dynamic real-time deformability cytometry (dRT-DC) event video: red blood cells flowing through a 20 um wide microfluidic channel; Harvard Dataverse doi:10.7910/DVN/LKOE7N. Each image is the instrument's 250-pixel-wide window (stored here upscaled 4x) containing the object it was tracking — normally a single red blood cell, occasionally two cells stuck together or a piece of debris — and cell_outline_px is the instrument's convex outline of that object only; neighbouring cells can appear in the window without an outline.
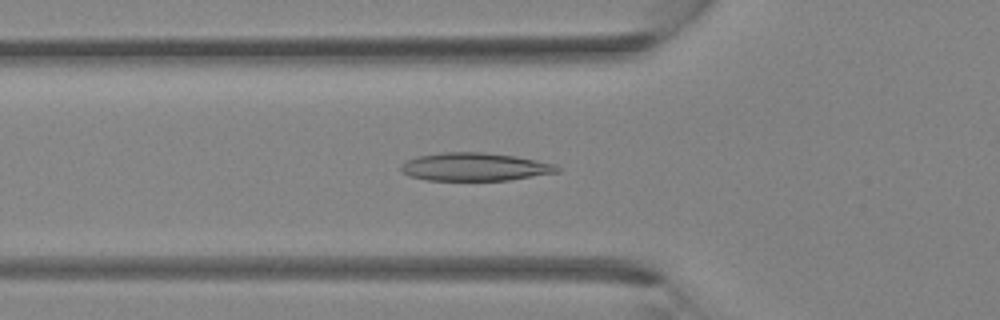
{"species": "Egyptian fruit bat (a non-hibernating species)", "species_latin": "Rousettus aegyptiacus", "temperature_condition": "room temperature", "stored_images_in_passage": 38, "camera_frame_rate_fps": 3000, "um_per_image_px": 0.085, "animal": {"sex": "female"}, "frame": {"image": 1, "passage_image": 13, "time_ms": 4.0, "image_size_px": [1000, 320], "cell_outline_px": [[560, 172], [508, 180], [428, 180], [408, 176], [400, 168], [400, 164], [416, 156], [444, 152], [484, 152], [516, 156], [556, 164], [560, 168]], "centroid_in_image_um": [40.37, 14.18], "position_along_channel_um": 85.4, "area_um2": 25.61}}
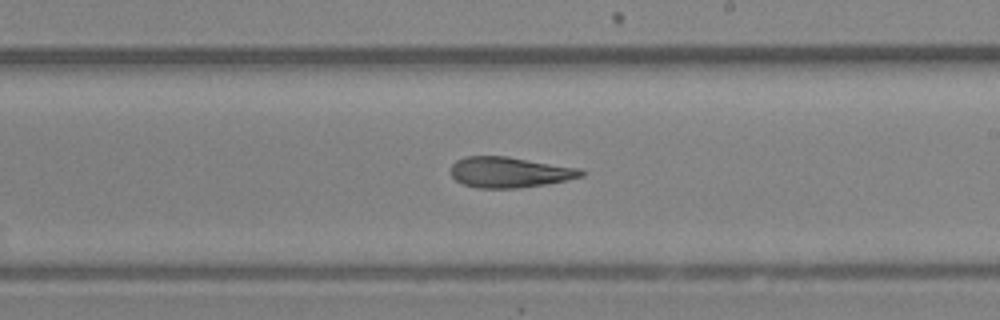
{"frame": {"image": 2, "passage_image": 22, "time_ms": 7.0, "image_size_px": [1000, 320], "cell_outline_px": [[584, 176], [544, 184], [520, 188], [476, 188], [464, 184], [456, 180], [452, 176], [452, 164], [456, 160], [464, 156], [508, 156], [580, 168], [584, 172]], "centroid_in_image_um": [43.3, 14.63], "position_along_channel_um": 245.7, "area_um2": 23.24}}
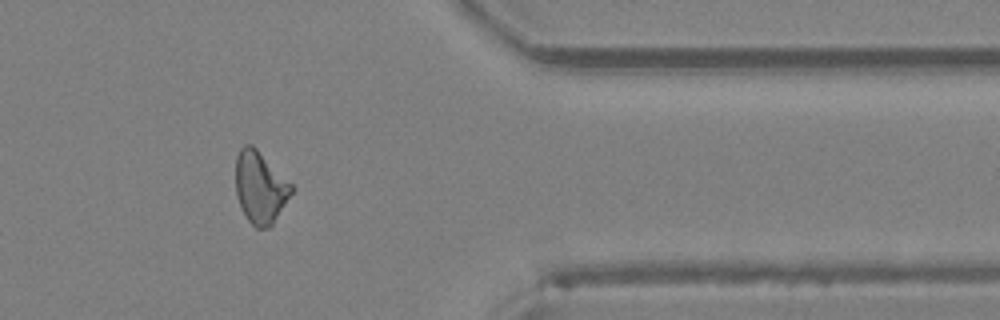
{"frame": {"image": 3, "passage_image": 31, "time_ms": 10.0, "image_size_px": [1000, 320], "cell_outline_px": [[292, 192], [272, 224], [268, 228], [256, 228], [248, 220], [240, 208], [236, 196], [236, 156], [240, 148], [244, 144], [252, 144], [292, 184]], "centroid_in_image_um": [22.08, 15.92], "position_along_channel_um": 389.3, "area_um2": 23.18}}